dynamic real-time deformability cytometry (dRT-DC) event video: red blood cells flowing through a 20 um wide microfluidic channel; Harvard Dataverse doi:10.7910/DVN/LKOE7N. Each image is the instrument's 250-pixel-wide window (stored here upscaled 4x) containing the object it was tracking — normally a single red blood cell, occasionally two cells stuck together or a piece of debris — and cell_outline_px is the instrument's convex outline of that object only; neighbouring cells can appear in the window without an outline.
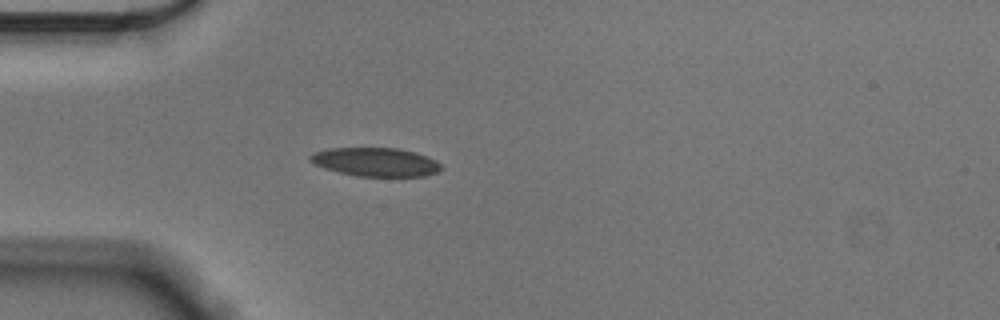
{"species": "Egyptian fruit bat (a non-hibernating species)", "species_latin": "Rousettus aegyptiacus", "temperature_condition": "cold", "stored_images_in_passage": 44, "camera_frame_rate_fps": 3000, "um_per_image_px": 0.085, "animal": {"sex": "male"}, "frame": {"image": 1, "passage_image": 7, "time_ms": 2.0, "image_size_px": [1000, 320], "cell_outline_px": [[444, 168], [440, 172], [424, 176], [356, 176], [324, 168], [308, 160], [308, 156], [312, 152], [328, 148], [396, 148], [416, 152], [436, 160]], "centroid_in_image_um": [31.94, 13.77], "position_along_channel_um": 53.1, "area_um2": 22.02}}
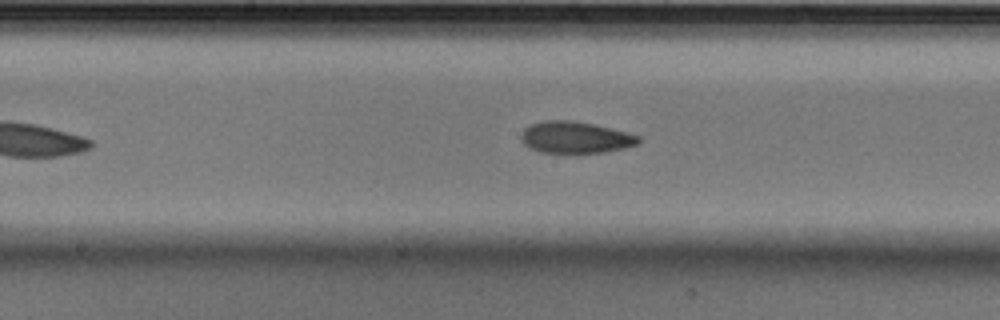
{"frame": {"image": 2, "passage_image": 20, "time_ms": 6.333, "image_size_px": [1000, 320], "cell_outline_px": [[640, 144], [624, 148], [604, 152], [576, 156], [540, 152], [524, 144], [520, 140], [520, 136], [524, 128], [532, 124], [544, 120], [572, 120], [592, 124], [628, 132], [640, 136]], "centroid_in_image_um": [48.91, 11.72], "position_along_channel_um": 199.3, "area_um2": 22.48}}
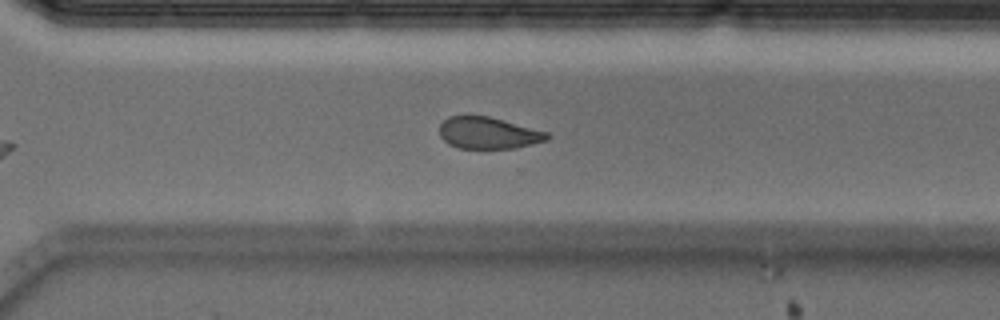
{"frame": {"image": 3, "passage_image": 31, "time_ms": 10.0, "image_size_px": [1000, 320], "cell_outline_px": [[552, 136], [548, 140], [516, 148], [456, 148], [448, 144], [440, 136], [440, 124], [448, 116], [488, 116], [504, 120], [548, 132]], "centroid_in_image_um": [41.52, 11.31], "position_along_channel_um": 329.1, "area_um2": 19.94}, "authors_computed_cell_mechanics": {"area_um2": 21.5305, "velocity_mm_per_s": 3.5541, "shape_relaxation_time_tau1_ms": 10.4193, "shape_relaxation_time_tau2_ms": 4.0141, "deformation_change_tau1": 0.1579, "deformation_change_tau2": 0.0984}}